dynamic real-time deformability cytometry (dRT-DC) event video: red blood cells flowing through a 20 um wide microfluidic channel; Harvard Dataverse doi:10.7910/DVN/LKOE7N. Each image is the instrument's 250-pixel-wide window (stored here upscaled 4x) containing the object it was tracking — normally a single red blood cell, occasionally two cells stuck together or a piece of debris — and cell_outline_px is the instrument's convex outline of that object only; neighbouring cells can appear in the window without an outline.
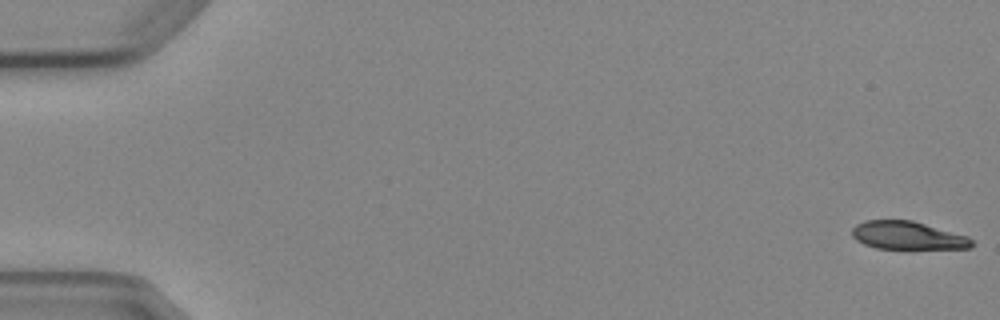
{"species": "Egyptian fruit bat (a non-hibernating species)", "species_latin": "Rousettus aegyptiacus", "temperature_condition": "cold", "stored_images_in_passage": 6, "camera_frame_rate_fps": 3000, "um_per_image_px": 0.085, "animal": {"sex": "female"}, "frame": {"image": 1, "passage_image": 1, "time_ms": 0.0, "image_size_px": [1000, 320], "cell_outline_px": [[976, 244], [972, 248], [876, 248], [864, 244], [856, 240], [852, 236], [852, 228], [856, 224], [864, 220], [912, 220], [968, 236]], "centroid_in_image_um": [77.15, 20.01], "position_along_channel_um": 7.9, "area_um2": 19.54}}